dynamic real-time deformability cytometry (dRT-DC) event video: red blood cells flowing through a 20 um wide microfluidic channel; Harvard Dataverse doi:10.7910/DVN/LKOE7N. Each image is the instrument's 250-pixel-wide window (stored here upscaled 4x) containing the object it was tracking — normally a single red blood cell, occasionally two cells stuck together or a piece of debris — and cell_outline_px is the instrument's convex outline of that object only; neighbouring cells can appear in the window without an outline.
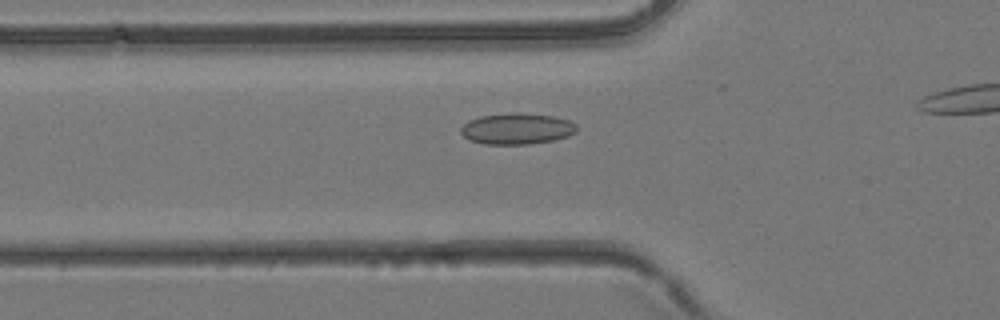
{"species": "common noctule bat (a hibernating species)", "species_latin": "Nyctalus noctula", "temperature_condition": "room temperature", "stored_images_in_passage": 29, "camera_frame_rate_fps": 3000, "um_per_image_px": 0.085, "animal": {"sex": "female", "body_mass_g": 24.6, "forearm_length_mm": 56.2}, "frame": {"image": 1, "passage_image": 9, "time_ms": 2.667, "image_size_px": [1000, 320], "cell_outline_px": [[576, 132], [568, 136], [552, 140], [528, 144], [484, 144], [468, 140], [460, 132], [460, 128], [468, 120], [480, 116], [552, 116], [568, 120], [576, 124]], "centroid_in_image_um": [43.9, 11.0], "position_along_channel_um": 81.9, "area_um2": 19.94}}
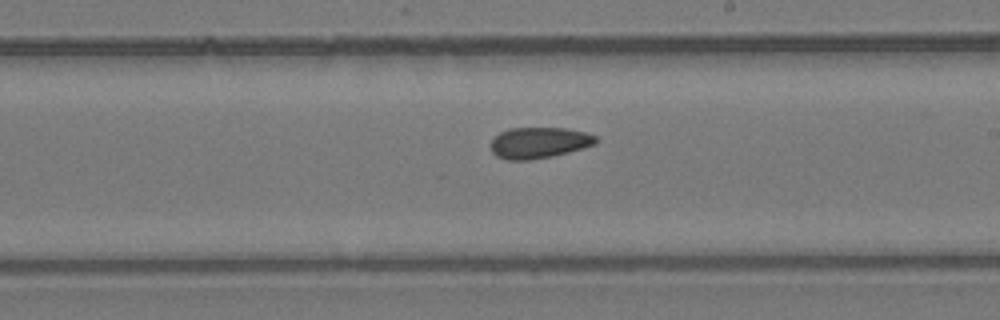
{"frame": {"image": 2, "passage_image": 19, "time_ms": 6.0, "image_size_px": [1000, 320], "cell_outline_px": [[596, 144], [568, 152], [552, 156], [528, 160], [508, 160], [496, 156], [492, 152], [492, 140], [500, 132], [508, 128], [564, 128], [584, 132], [596, 136]], "centroid_in_image_um": [45.8, 12.13], "position_along_channel_um": 243.2, "area_um2": 18.84}}
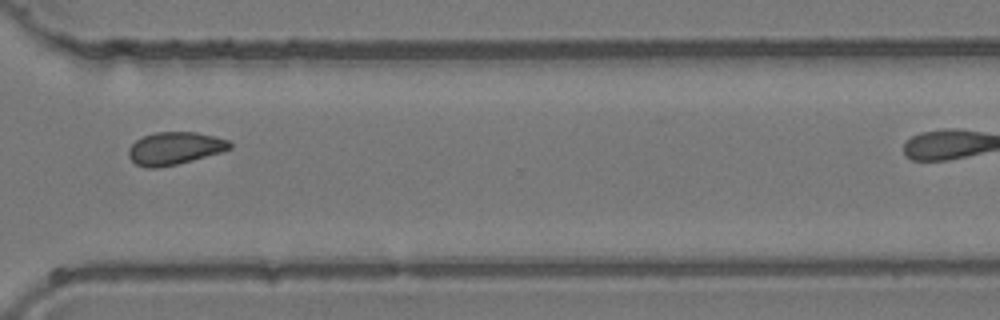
{"frame": {"image": 3, "passage_image": 26, "time_ms": 8.333, "image_size_px": [1000, 320], "cell_outline_px": [[232, 148], [220, 152], [192, 160], [160, 168], [144, 168], [136, 164], [128, 156], [128, 148], [136, 140], [144, 136], [156, 132], [196, 132], [228, 140], [232, 144]], "centroid_in_image_um": [14.82, 12.61], "position_along_channel_um": 355.8, "area_um2": 19.13}}